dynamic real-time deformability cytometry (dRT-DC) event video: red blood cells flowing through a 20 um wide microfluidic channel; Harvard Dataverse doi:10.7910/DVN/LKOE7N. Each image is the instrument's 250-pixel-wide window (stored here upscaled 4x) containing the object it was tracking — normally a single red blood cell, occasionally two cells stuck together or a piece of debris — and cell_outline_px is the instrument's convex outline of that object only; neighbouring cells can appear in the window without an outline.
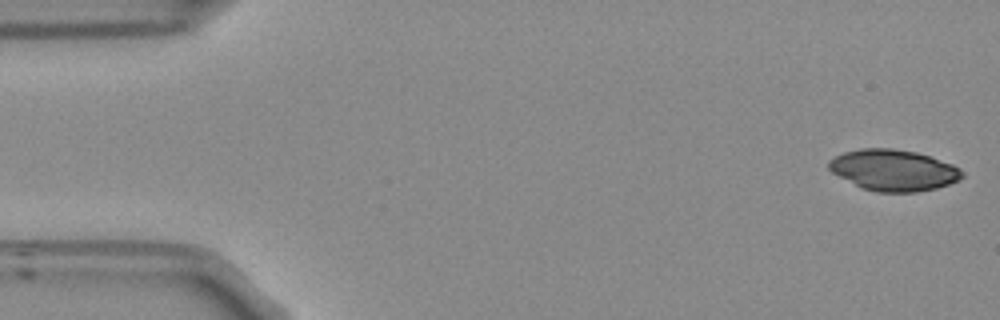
{"species": "Egyptian fruit bat (a non-hibernating species)", "species_latin": "Rousettus aegyptiacus", "temperature_condition": "room temperature", "stored_images_in_passage": 53, "camera_frame_rate_fps": 3000, "um_per_image_px": 0.085, "frame": {"image": 1, "passage_image": 1, "time_ms": 0.0, "image_size_px": [1000, 320], "cell_outline_px": [[964, 176], [960, 180], [936, 188], [916, 192], [876, 192], [860, 188], [832, 172], [828, 168], [828, 160], [844, 152], [860, 148], [892, 148], [916, 152], [932, 156], [952, 164], [960, 168], [964, 172]], "centroid_in_image_um": [75.96, 14.46], "position_along_channel_um": 9.0, "area_um2": 32.25}}
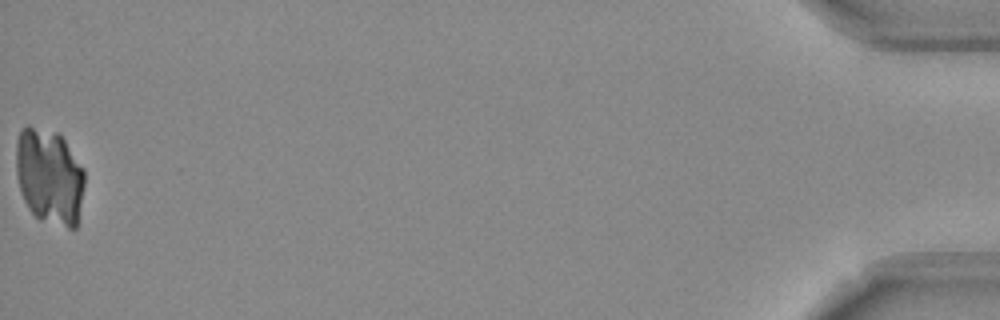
{"frame": {"image": 2, "passage_image": 53, "time_ms": 17.333, "image_size_px": [1000, 320], "cell_outline_px": [[84, 184], [76, 228], [68, 228], [40, 220], [28, 208], [20, 192], [16, 176], [16, 140], [20, 132], [28, 124], [56, 132], [64, 140], [84, 168]], "centroid_in_image_um": [4.18, 14.99], "position_along_channel_um": 431.0, "area_um2": 38.49}}